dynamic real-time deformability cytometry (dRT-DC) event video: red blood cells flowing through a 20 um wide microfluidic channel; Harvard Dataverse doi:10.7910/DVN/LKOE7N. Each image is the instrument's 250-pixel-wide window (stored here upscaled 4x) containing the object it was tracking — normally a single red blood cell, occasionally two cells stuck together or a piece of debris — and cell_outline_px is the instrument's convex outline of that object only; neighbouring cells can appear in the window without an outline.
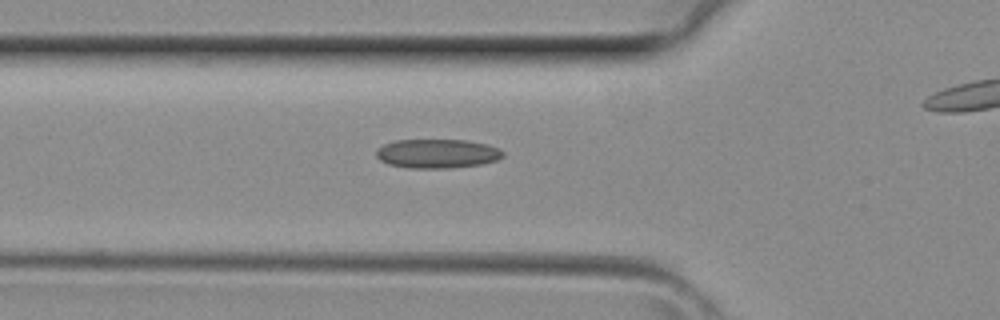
{"species": "common noctule bat (a hibernating species)", "species_latin": "Nyctalus noctula", "temperature_condition": "room temperature", "stored_images_in_passage": 5, "segment_of_instrument_passage": [1, 2], "camera_frame_rate_fps": 3000, "um_per_image_px": 0.085, "animal": {"sex": "female", "body_mass_g": 29.2, "forearm_length_mm": 56.3}, "frame": {"image": 1, "passage_image": 4, "time_ms": 1.0, "image_size_px": [1000, 320], "cell_outline_px": [[504, 156], [496, 160], [480, 164], [452, 168], [408, 168], [388, 164], [380, 160], [376, 156], [376, 148], [384, 144], [396, 140], [468, 140], [488, 144], [500, 148], [504, 152]], "centroid_in_image_um": [37.17, 13.05], "position_along_channel_um": 88.6, "area_um2": 21.68}}